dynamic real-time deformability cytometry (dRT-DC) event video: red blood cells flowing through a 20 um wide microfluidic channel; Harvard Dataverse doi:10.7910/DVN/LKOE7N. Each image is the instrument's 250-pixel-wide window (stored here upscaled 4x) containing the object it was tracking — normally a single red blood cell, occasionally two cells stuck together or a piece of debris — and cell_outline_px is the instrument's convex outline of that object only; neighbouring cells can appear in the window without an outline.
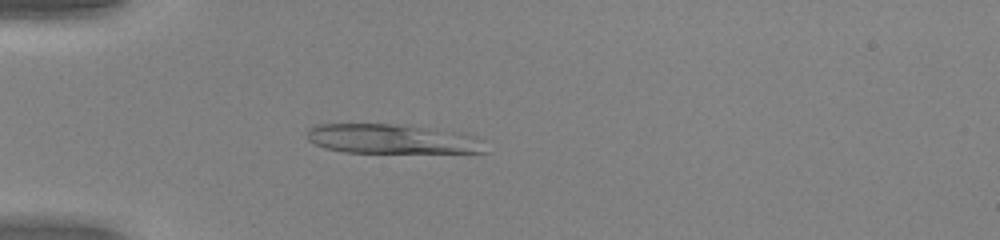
{"species": "human", "species_latin": "Homo sapiens", "temperature_condition": "warm", "stored_images_in_passage": 41, "camera_frame_rate_fps": 3000, "um_per_image_px": 0.085, "donor": {"sex": "female"}, "frame": {"image": 1, "passage_image": 6, "time_ms": 1.667, "image_size_px": [1000, 240], "cell_outline_px": [[488, 152], [344, 152], [324, 148], [308, 140], [308, 128], [316, 124], [396, 124], [428, 128], [456, 132], [476, 136], [484, 140]], "centroid_in_image_um": [33.33, 11.81], "position_along_channel_um": 51.7, "area_um2": 30.52}}
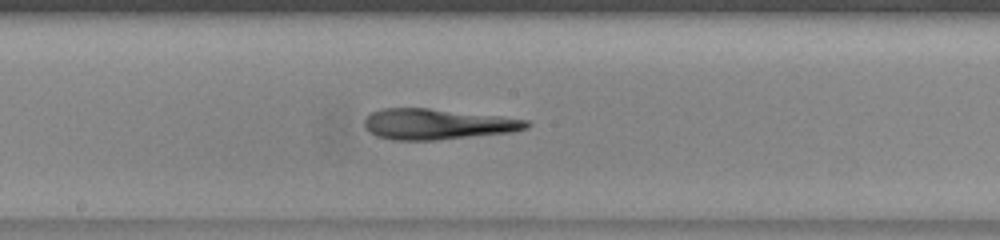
{"frame": {"image": 2, "passage_image": 19, "time_ms": 6.0, "image_size_px": [1000, 240], "cell_outline_px": [[532, 124], [528, 128], [512, 132], [436, 140], [392, 140], [376, 136], [368, 132], [364, 124], [364, 116], [372, 112], [384, 108], [428, 108], [500, 116], [528, 120]], "centroid_in_image_um": [37.15, 10.55], "position_along_channel_um": 211.0, "area_um2": 29.13}}
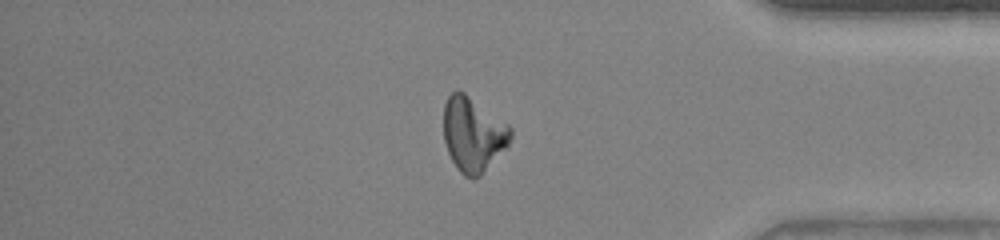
{"frame": {"image": 3, "passage_image": 34, "time_ms": 11.0, "image_size_px": [1000, 240], "cell_outline_px": [[512, 136], [508, 144], [480, 176], [476, 180], [472, 180], [464, 176], [456, 168], [448, 152], [444, 140], [444, 104], [448, 96], [456, 88], [464, 92], [508, 124], [512, 128]], "centroid_in_image_um": [40.2, 11.42], "position_along_channel_um": 395.0, "area_um2": 29.07}, "authors_computed_cell_mechanics": {"area_um2": 29.1312, "velocity_mm_per_s": 4.0819, "shape_relaxation_time_tau1_ms": 8.9139, "shape_relaxation_time_tau2_ms": 3.0122, "deformation_change_tau1": 0.2872, "deformation_change_tau2": 0.125}}